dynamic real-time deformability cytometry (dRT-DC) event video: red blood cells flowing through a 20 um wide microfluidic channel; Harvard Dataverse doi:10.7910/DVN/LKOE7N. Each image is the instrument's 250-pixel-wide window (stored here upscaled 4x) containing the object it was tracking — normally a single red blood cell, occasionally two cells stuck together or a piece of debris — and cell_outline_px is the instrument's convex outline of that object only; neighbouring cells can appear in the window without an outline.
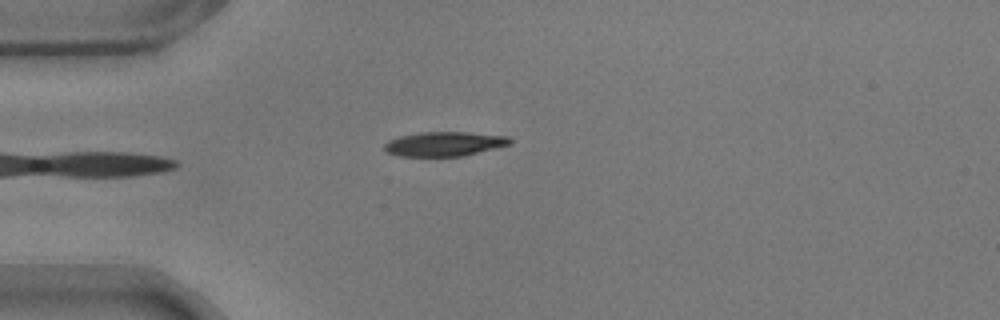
{"species": "common noctule bat (a hibernating species)", "species_latin": "Nyctalus noctula", "temperature_condition": "warm", "stored_images_in_passage": 38, "camera_frame_rate_fps": 3000, "um_per_image_px": 0.085, "animal": {"sex": "male", "body_mass_g": 17.9}, "frame": {"image": 1, "passage_image": 1, "time_ms": 0.0, "image_size_px": [1000, 320], "cell_outline_px": [[512, 144], [460, 156], [400, 156], [388, 152], [384, 148], [384, 144], [388, 140], [400, 136], [420, 132], [468, 132], [508, 136], [512, 140]], "centroid_in_image_um": [37.77, 12.22], "position_along_channel_um": 47.2, "area_um2": 17.74}}
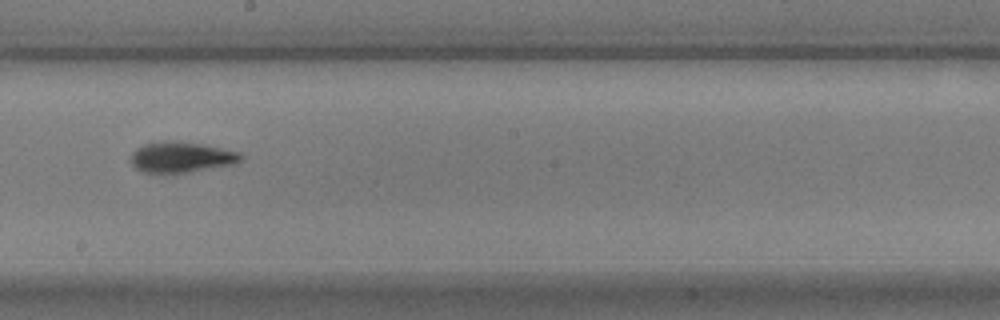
{"frame": {"image": 2, "passage_image": 18, "time_ms": 5.667, "image_size_px": [1000, 320], "cell_outline_px": [[244, 156], [236, 164], [188, 172], [140, 172], [132, 164], [132, 152], [136, 148], [144, 144], [160, 140], [176, 140], [200, 144], [240, 152]], "centroid_in_image_um": [15.41, 13.34], "position_along_channel_um": 232.8, "area_um2": 19.65}}
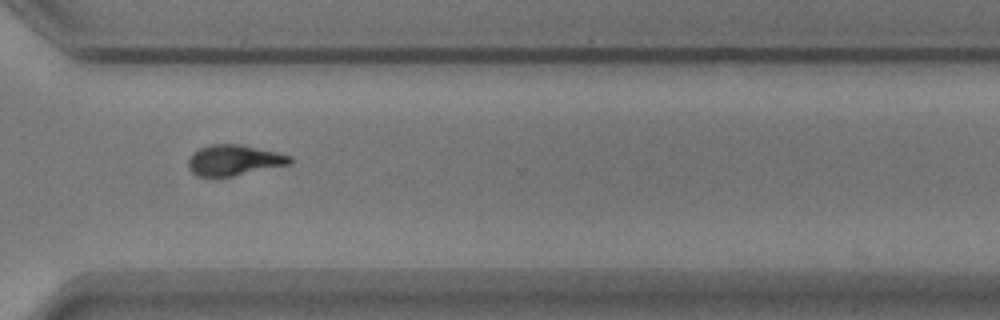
{"frame": {"image": 3, "passage_image": 28, "time_ms": 9.0, "image_size_px": [1000, 320], "cell_outline_px": [[292, 164], [232, 176], [196, 176], [188, 168], [188, 160], [200, 148], [212, 144], [240, 144], [276, 152], [292, 156]], "centroid_in_image_um": [19.92, 13.62], "position_along_channel_um": 350.7, "area_um2": 17.98}, "authors_computed_cell_mechanics": {"area_um2": 18.6694, "velocity_mm_per_s": 3.5502, "shape_relaxation_time_tau1_ms": 3.4684, "shape_relaxation_time_tau2_ms": 5.0193, "deformation_change_tau1": 0.1577, "deformation_change_tau2": 0.1122}}